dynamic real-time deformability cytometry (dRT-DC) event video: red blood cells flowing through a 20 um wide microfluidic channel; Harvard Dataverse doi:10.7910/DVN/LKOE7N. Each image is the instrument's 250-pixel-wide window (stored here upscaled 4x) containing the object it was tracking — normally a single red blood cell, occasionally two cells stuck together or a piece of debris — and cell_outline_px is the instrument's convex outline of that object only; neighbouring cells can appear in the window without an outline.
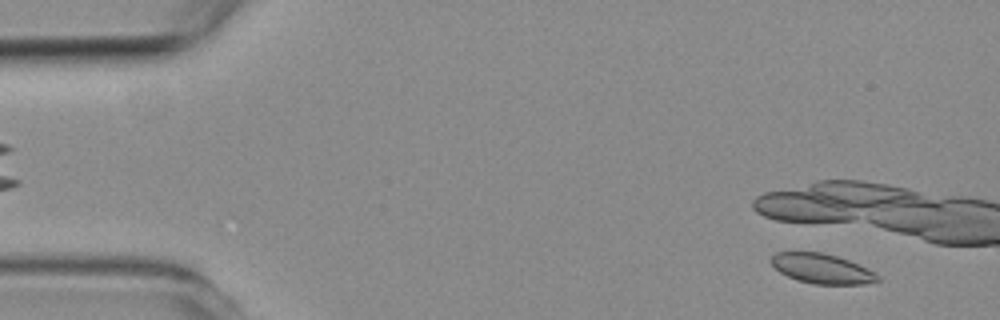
{"species": "common noctule bat (a hibernating species)", "species_latin": "Nyctalus noctula", "temperature_condition": "room temperature", "stored_images_in_passage": 4, "camera_frame_rate_fps": 3000, "um_per_image_px": 0.085, "animal": {"sex": "female", "body_mass_g": 19.3, "forearm_length_mm": 54.1}, "frame": {"image": 1, "passage_image": 1, "time_ms": 0.0, "image_size_px": [1000, 320], "cell_outline_px": [[880, 280], [864, 284], [812, 284], [796, 280], [780, 272], [768, 260], [776, 252], [820, 252], [836, 256], [848, 260], [868, 268], [880, 276]], "centroid_in_image_um": [69.86, 22.84], "position_along_channel_um": 15.1, "area_um2": 18.5}}